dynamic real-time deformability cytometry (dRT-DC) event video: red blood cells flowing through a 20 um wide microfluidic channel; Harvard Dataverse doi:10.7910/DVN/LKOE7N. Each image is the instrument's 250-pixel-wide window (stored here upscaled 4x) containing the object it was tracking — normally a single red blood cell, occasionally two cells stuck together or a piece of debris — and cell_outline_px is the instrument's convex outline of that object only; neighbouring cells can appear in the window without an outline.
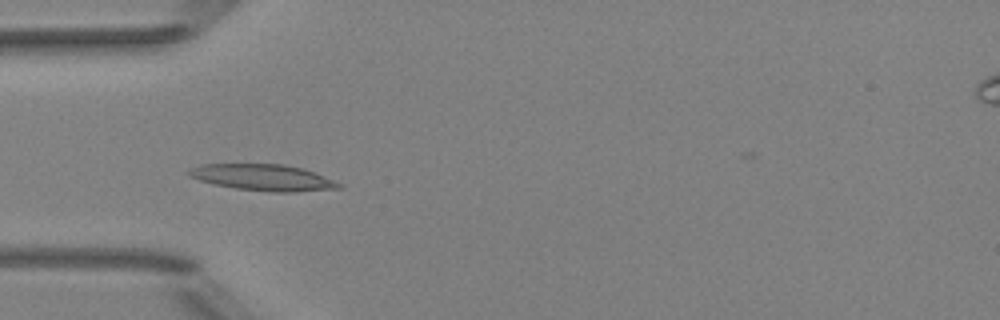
{"species": "Egyptian fruit bat (a non-hibernating species)", "species_latin": "Rousettus aegyptiacus", "temperature_condition": "room temperature", "stored_images_in_passage": 51, "camera_frame_rate_fps": 3000, "um_per_image_px": 0.085, "animal": {"sex": "female"}, "frame": {"image": 1, "passage_image": 16, "time_ms": 5.0, "image_size_px": [1000, 320], "cell_outline_px": [[344, 188], [296, 192], [268, 192], [236, 188], [212, 184], [188, 176], [188, 172], [192, 168], [200, 164], [284, 164], [304, 168], [344, 184]], "centroid_in_image_um": [22.42, 15.09], "position_along_channel_um": 62.6, "area_um2": 23.24}}
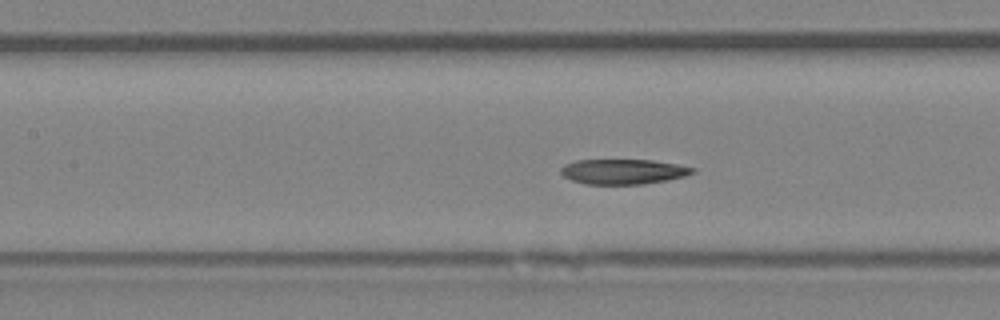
{"frame": {"image": 2, "passage_image": 23, "time_ms": 7.333, "image_size_px": [1000, 320], "cell_outline_px": [[696, 172], [684, 176], [668, 180], [644, 184], [584, 184], [572, 180], [564, 176], [560, 172], [560, 168], [564, 164], [576, 160], [652, 160], [676, 164], [696, 168]], "centroid_in_image_um": [52.97, 14.58], "position_along_channel_um": 154.4, "area_um2": 19.31}}
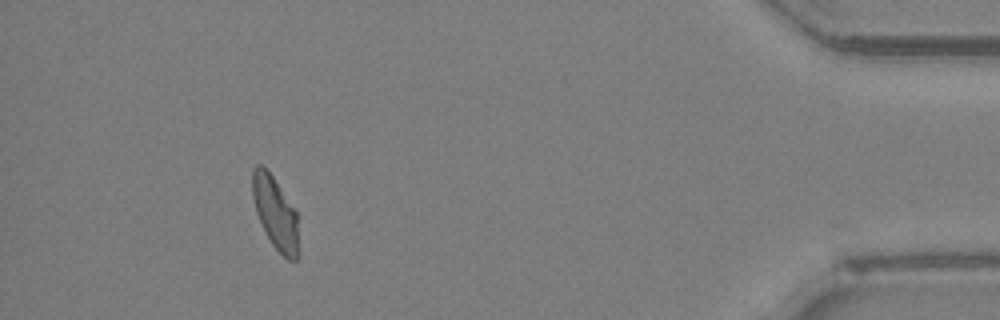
{"frame": {"image": 3, "passage_image": 47, "time_ms": 15.333, "image_size_px": [1000, 320], "cell_outline_px": [[300, 256], [296, 260], [288, 260], [272, 244], [256, 212], [252, 196], [252, 168], [256, 164], [260, 164], [272, 176], [296, 208], [300, 252]], "centroid_in_image_um": [23.44, 18.11], "position_along_channel_um": 411.8, "area_um2": 19.65}, "authors_computed_cell_mechanics": {"area_um2": 20.6346, "velocity_mm_per_s": 3.9864, "shape_relaxation_time_tau1_ms": null, "shape_relaxation_time_tau2_ms": 6.1777, "deformation_change_tau1": null, "deformation_change_tau2": 0.129}}